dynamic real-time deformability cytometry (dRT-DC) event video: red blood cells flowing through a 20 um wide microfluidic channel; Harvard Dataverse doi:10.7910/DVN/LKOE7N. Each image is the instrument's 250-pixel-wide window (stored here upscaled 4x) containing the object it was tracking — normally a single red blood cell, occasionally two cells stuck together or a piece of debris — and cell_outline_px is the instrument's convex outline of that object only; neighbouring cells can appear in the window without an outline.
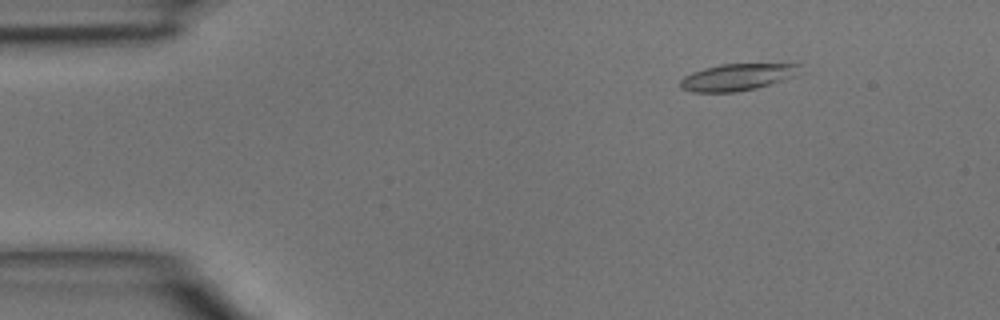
{"species": "common noctule bat (a hibernating species)", "species_latin": "Nyctalus noctula", "temperature_condition": "room temperature", "stored_images_in_passage": 46, "camera_frame_rate_fps": 3000, "um_per_image_px": 0.085, "animal": {"sex": "male", "body_mass_g": 15.6}, "frame": {"image": 1, "passage_image": 6, "time_ms": 1.667, "image_size_px": [1000, 320], "cell_outline_px": [[804, 72], [796, 76], [756, 88], [736, 92], [692, 92], [680, 88], [680, 80], [684, 76], [692, 72], [704, 68], [720, 64], [800, 64]], "centroid_in_image_um": [62.7, 6.55], "position_along_channel_um": 22.3, "area_um2": 18.84}}
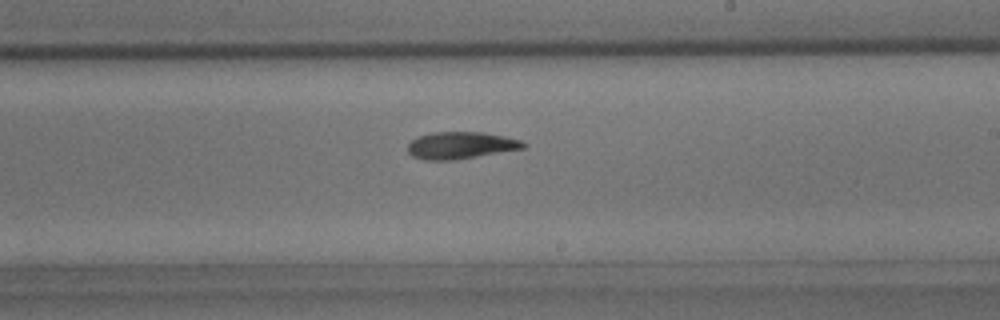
{"frame": {"image": 2, "passage_image": 27, "time_ms": 8.667, "image_size_px": [1000, 320], "cell_outline_px": [[528, 144], [524, 148], [452, 160], [424, 160], [412, 156], [408, 152], [408, 144], [416, 136], [432, 132], [484, 132], [504, 136], [520, 140]], "centroid_in_image_um": [39.13, 12.34], "position_along_channel_um": 249.9, "area_um2": 18.15}}
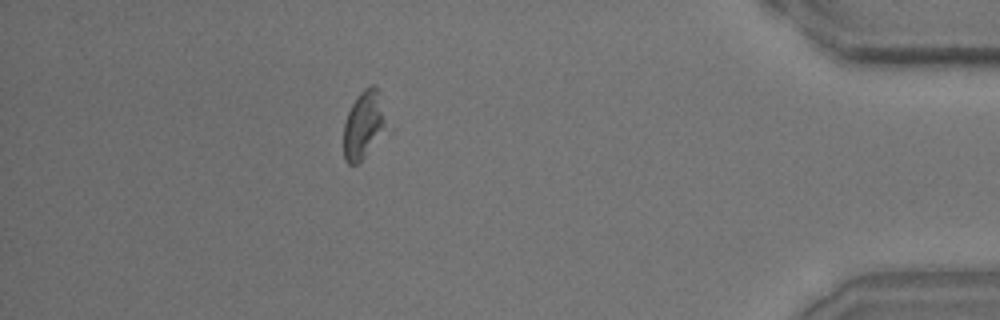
{"frame": {"image": 3, "passage_image": 41, "time_ms": 13.333, "image_size_px": [1000, 320], "cell_outline_px": [[384, 120], [380, 128], [364, 156], [356, 164], [348, 164], [344, 160], [344, 124], [348, 112], [356, 96], [368, 84], [376, 84], [380, 92]], "centroid_in_image_um": [30.82, 10.5], "position_along_channel_um": 404.4, "area_um2": 15.72}}